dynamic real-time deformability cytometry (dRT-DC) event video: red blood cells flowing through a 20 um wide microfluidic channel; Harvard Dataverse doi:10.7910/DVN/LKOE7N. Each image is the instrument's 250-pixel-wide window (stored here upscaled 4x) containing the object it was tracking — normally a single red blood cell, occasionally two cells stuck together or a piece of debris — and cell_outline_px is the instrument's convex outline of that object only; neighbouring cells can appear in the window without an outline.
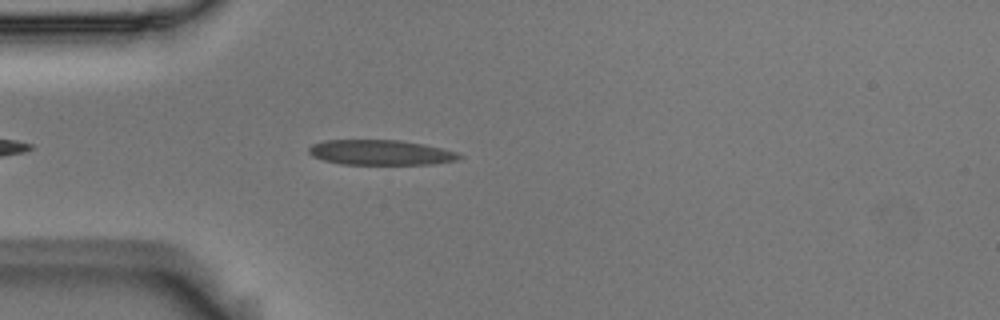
{"species": "Egyptian fruit bat (a non-hibernating species)", "species_latin": "Rousettus aegyptiacus", "temperature_condition": "room temperature", "stored_images_in_passage": 10, "camera_frame_rate_fps": 3000, "um_per_image_px": 0.085, "animal": {"sex": "male"}, "frame": {"image": 1, "passage_image": 5, "time_ms": 1.333, "image_size_px": [1000, 320], "cell_outline_px": [[464, 156], [456, 160], [432, 164], [340, 164], [324, 160], [312, 156], [308, 152], [308, 148], [312, 144], [324, 140], [400, 140], [424, 144], [456, 152]], "centroid_in_image_um": [32.32, 12.96], "position_along_channel_um": 52.7, "area_um2": 21.96}}